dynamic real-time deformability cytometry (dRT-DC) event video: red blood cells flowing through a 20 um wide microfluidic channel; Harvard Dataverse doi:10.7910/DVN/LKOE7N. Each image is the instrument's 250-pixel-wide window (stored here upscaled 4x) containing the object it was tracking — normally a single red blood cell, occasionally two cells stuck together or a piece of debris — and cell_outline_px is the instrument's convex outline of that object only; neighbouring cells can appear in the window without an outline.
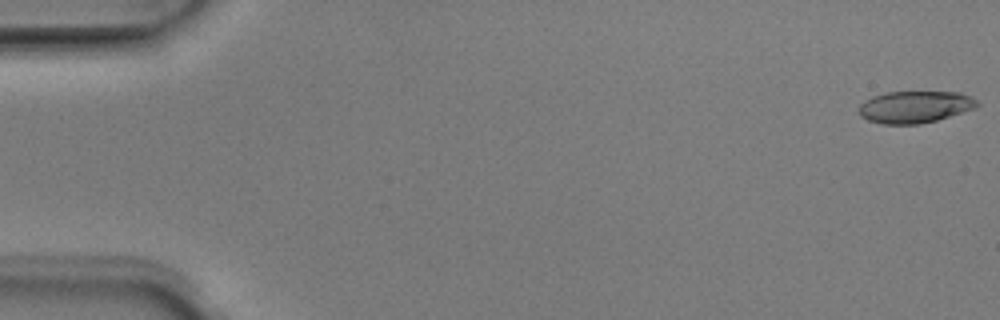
{"species": "Egyptian fruit bat (a non-hibernating species)", "species_latin": "Rousettus aegyptiacus", "temperature_condition": "room temperature", "stored_images_in_passage": 50, "camera_frame_rate_fps": 3000, "um_per_image_px": 0.085, "animal": {"sex": "male"}, "frame": {"image": 1, "passage_image": 1, "time_ms": 0.0, "image_size_px": [1000, 320], "cell_outline_px": [[980, 104], [976, 108], [936, 120], [920, 124], [880, 124], [868, 120], [860, 116], [856, 112], [860, 104], [864, 100], [872, 96], [888, 92], [960, 92], [972, 96]], "centroid_in_image_um": [77.74, 9.09], "position_along_channel_um": 7.3, "area_um2": 22.25}}
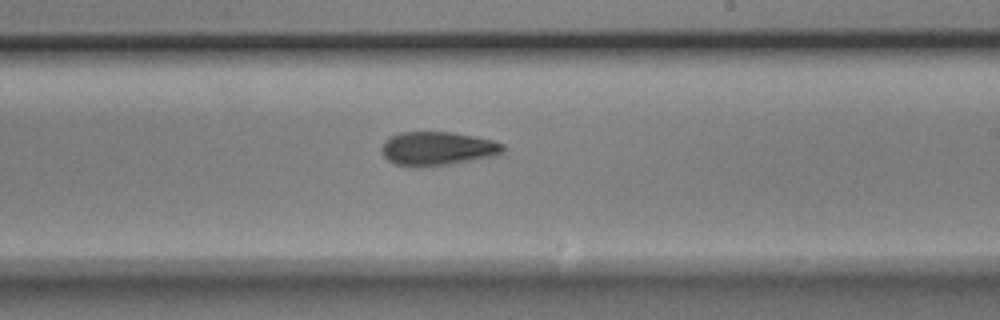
{"frame": {"image": 2, "passage_image": 30, "time_ms": 9.667, "image_size_px": [1000, 320], "cell_outline_px": [[504, 152], [492, 156], [448, 164], [416, 168], [396, 164], [388, 160], [380, 152], [380, 148], [384, 140], [400, 132], [452, 132], [476, 136], [496, 140], [504, 144]], "centroid_in_image_um": [37.17, 12.62], "position_along_channel_um": 251.8, "area_um2": 24.1}}
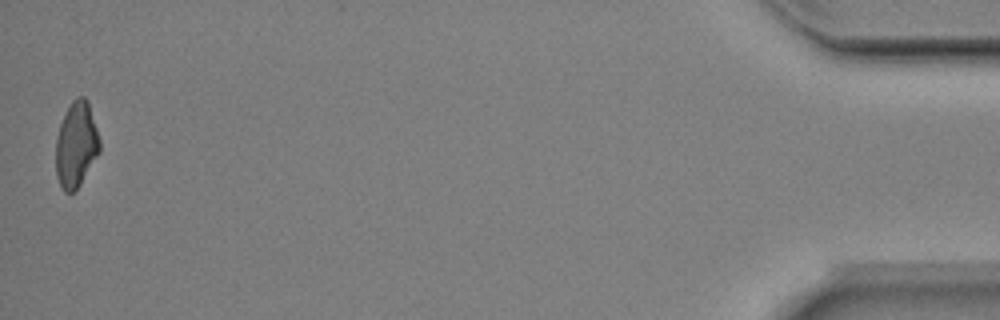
{"frame": {"image": 3, "passage_image": 50, "time_ms": 16.333, "image_size_px": [1000, 320], "cell_outline_px": [[100, 152], [80, 184], [72, 192], [64, 192], [56, 176], [56, 136], [60, 124], [72, 100], [76, 96], [84, 96], [88, 100], [100, 140]], "centroid_in_image_um": [6.48, 12.28], "position_along_channel_um": 428.7, "area_um2": 21.79}, "authors_computed_cell_mechanics": {"area_um2": 23.0044, "velocity_mm_per_s": 4.0494, "shape_relaxation_time_tau1_ms": 3.1153, "shape_relaxation_time_tau2_ms": null, "deformation_change_tau1": 0.1429, "deformation_change_tau2": null}}